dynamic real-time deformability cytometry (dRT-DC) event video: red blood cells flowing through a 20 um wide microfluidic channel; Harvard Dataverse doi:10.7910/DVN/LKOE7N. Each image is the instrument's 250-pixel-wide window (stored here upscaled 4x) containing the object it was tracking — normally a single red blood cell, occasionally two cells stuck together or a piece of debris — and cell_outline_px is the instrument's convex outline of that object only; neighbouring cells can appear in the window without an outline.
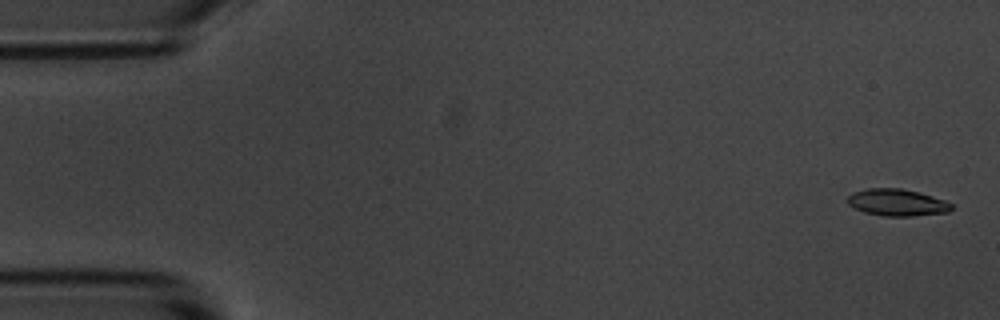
{"species": "common noctule bat (a hibernating species)", "species_latin": "Nyctalus noctula", "temperature_condition": "room temperature", "stored_images_in_passage": 5, "camera_frame_rate_fps": 3000, "um_per_image_px": 0.085, "animal": {"sex": "male", "body_mass_g": 20.1, "forearm_length_mm": 53.5}, "frame": {"image": 1, "passage_image": 1, "time_ms": 0.0, "image_size_px": [1000, 320], "cell_outline_px": [[952, 208], [948, 212], [912, 216], [884, 216], [864, 212], [848, 204], [848, 196], [852, 192], [868, 188], [900, 188], [920, 192], [944, 200], [952, 204]], "centroid_in_image_um": [76.25, 17.2], "position_along_channel_um": 8.8, "area_um2": 16.24}}